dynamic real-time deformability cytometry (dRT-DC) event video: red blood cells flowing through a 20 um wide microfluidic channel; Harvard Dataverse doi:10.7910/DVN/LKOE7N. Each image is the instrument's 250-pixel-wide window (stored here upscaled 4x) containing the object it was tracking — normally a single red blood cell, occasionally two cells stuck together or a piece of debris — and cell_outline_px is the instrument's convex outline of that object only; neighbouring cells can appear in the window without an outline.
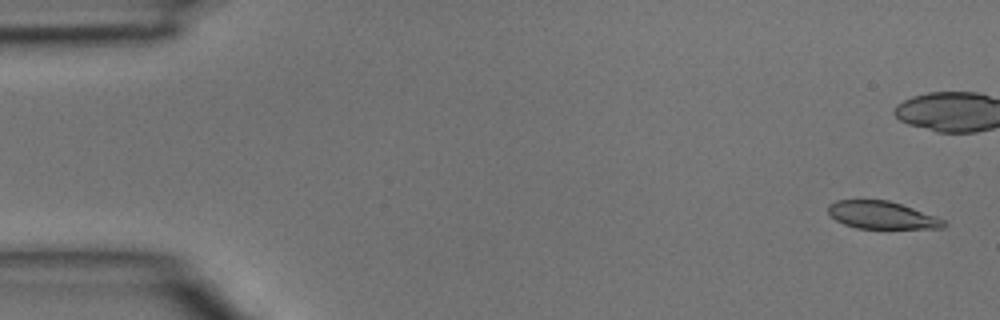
{"species": "common noctule bat (a hibernating species)", "species_latin": "Nyctalus noctula", "temperature_condition": "room temperature", "stored_images_in_passage": 3, "camera_frame_rate_fps": 3000, "um_per_image_px": 0.085, "animal": {"sex": "male", "body_mass_g": 15.6}, "frame": {"image": 1, "passage_image": 1, "time_ms": 0.0, "image_size_px": [1000, 320], "cell_outline_px": [[948, 224], [944, 228], [856, 228], [844, 224], [836, 220], [828, 212], [828, 204], [836, 200], [888, 200], [936, 216], [944, 220]], "centroid_in_image_um": [74.96, 18.28], "position_along_channel_um": 10.0, "area_um2": 18.44}}